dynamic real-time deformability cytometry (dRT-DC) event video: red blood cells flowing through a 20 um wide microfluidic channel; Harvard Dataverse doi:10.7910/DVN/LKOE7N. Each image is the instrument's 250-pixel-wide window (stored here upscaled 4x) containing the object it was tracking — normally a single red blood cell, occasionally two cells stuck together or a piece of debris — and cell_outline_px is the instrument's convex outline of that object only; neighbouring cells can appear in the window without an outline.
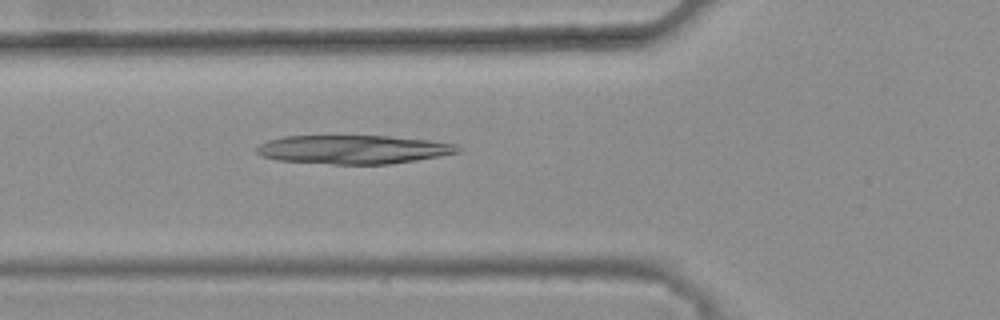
{"species": "common noctule bat (a hibernating species)", "species_latin": "Nyctalus noctula", "temperature_condition": "warm", "stored_images_in_passage": 47, "camera_frame_rate_fps": 3000, "um_per_image_px": 0.085, "animal": {"sex": "female", "body_mass_g": 25.1}, "frame": {"image": 1, "passage_image": 19, "time_ms": 6.0, "image_size_px": [1000, 320], "cell_outline_px": [[460, 152], [440, 156], [416, 160], [388, 164], [332, 164], [276, 160], [260, 156], [256, 152], [256, 148], [260, 144], [268, 140], [284, 136], [388, 136], [432, 140], [456, 144], [460, 148]], "centroid_in_image_um": [30.02, 12.7], "position_along_channel_um": 95.8, "area_um2": 33.76}}
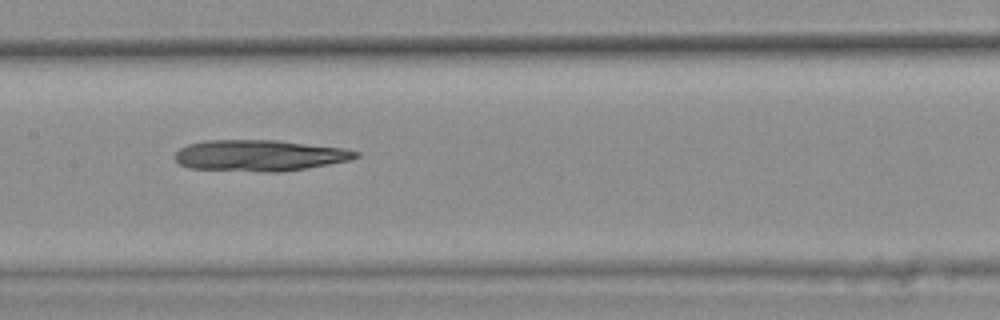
{"frame": {"image": 2, "passage_image": 26, "time_ms": 8.333, "image_size_px": [1000, 320], "cell_outline_px": [[360, 156], [352, 160], [308, 168], [280, 172], [264, 172], [188, 168], [180, 164], [176, 160], [176, 152], [180, 148], [188, 144], [204, 140], [280, 140], [344, 148], [360, 152]], "centroid_in_image_um": [22.11, 13.21], "position_along_channel_um": 185.3, "area_um2": 33.18}}
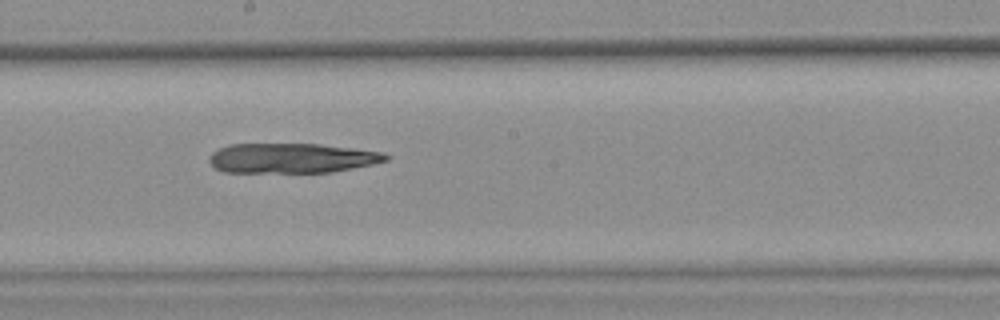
{"frame": {"image": 3, "passage_image": 29, "time_ms": 9.333, "image_size_px": [1000, 320], "cell_outline_px": [[392, 156], [388, 160], [372, 164], [332, 172], [224, 172], [216, 168], [208, 160], [212, 152], [228, 144], [320, 144], [384, 152]], "centroid_in_image_um": [24.82, 13.44], "position_along_channel_um": 223.4, "area_um2": 30.69}}